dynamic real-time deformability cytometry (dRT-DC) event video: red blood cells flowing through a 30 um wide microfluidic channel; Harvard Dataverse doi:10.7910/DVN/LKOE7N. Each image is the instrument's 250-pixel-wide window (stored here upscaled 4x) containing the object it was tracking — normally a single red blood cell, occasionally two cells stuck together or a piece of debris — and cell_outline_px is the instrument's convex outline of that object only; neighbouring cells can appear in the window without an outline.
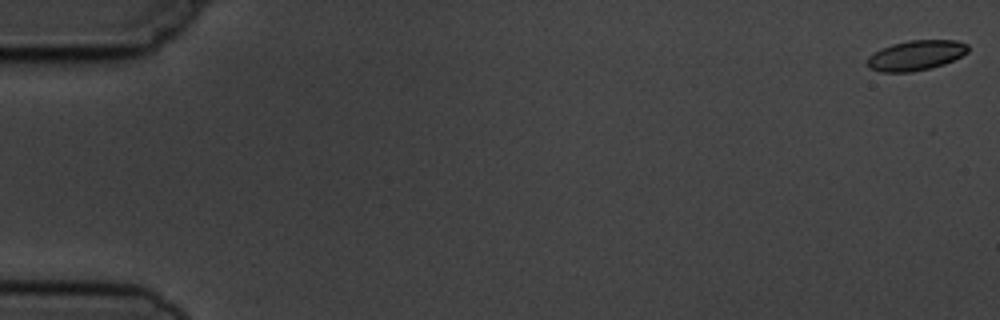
{"species": "common noctule bat (a hibernating species)", "species_latin": "Nyctalus noctula", "temperature_condition": "cold", "stored_images_in_passage": 11, "camera_frame_rate_fps": 3000, "um_per_image_px": 0.085, "animal": {"sex": "male", "body_mass_g": 19.5, "forearm_length_mm": 54.6}, "frame": {"image": 1, "passage_image": 1, "time_ms": 0.0, "image_size_px": [1000, 320], "cell_outline_px": [[968, 52], [944, 64], [912, 72], [880, 72], [868, 68], [864, 64], [864, 60], [868, 56], [892, 44], [908, 40], [956, 40], [968, 44]], "centroid_in_image_um": [77.8, 4.71], "position_along_channel_um": 7.2, "area_um2": 17.69}}
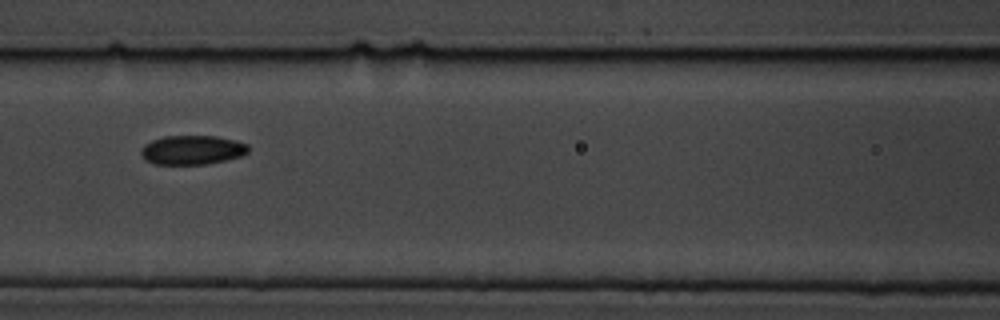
{"frame": {"image": 2, "passage_image": 7, "time_ms": 8.0, "image_size_px": [1000, 320], "cell_outline_px": [[248, 152], [240, 156], [224, 160], [204, 164], [152, 164], [144, 160], [140, 152], [144, 144], [152, 140], [164, 136], [216, 136], [236, 140], [248, 144]], "centroid_in_image_um": [16.3, 12.74], "position_along_channel_um": 150.3, "area_um2": 18.26}}
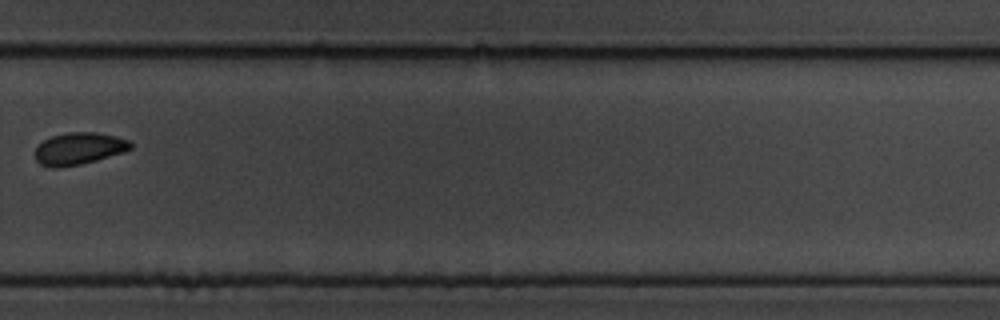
{"frame": {"image": 3, "passage_image": 11, "time_ms": 12.667, "image_size_px": [1000, 320], "cell_outline_px": [[132, 148], [124, 152], [96, 160], [80, 164], [60, 168], [52, 168], [40, 164], [32, 156], [32, 152], [44, 140], [52, 136], [72, 132], [96, 132], [116, 136], [128, 140], [132, 144]], "centroid_in_image_um": [6.67, 12.64], "position_along_channel_um": 323.1, "area_um2": 17.98}}